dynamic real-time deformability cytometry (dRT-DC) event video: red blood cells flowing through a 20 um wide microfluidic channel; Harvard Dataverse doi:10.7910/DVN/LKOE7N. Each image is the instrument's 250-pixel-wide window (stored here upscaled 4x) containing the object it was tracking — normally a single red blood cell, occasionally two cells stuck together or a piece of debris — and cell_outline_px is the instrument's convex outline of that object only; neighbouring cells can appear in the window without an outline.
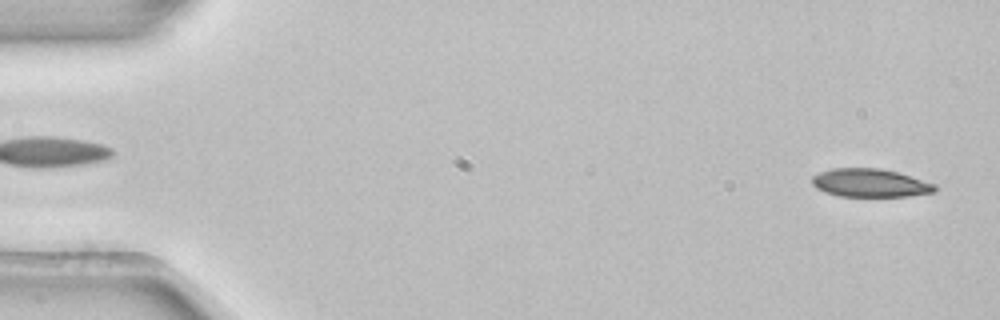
{"species": "common noctule bat (a hibernating species)", "species_latin": "Nyctalus noctula", "temperature_condition": "room temperature", "stored_images_in_passage": 53, "camera_frame_rate_fps": 3000, "um_per_image_px": 0.085, "animal": {"sex": "female", "body_mass_g": 22.7, "forearm_length_mm": 54.2}, "frame": {"image": 1, "passage_image": 2, "time_ms": 0.333, "image_size_px": [1000, 320], "cell_outline_px": [[936, 192], [908, 196], [840, 196], [824, 192], [816, 188], [812, 184], [812, 176], [820, 172], [832, 168], [880, 168], [896, 172], [936, 184]], "centroid_in_image_um": [73.94, 15.55], "position_along_channel_um": 11.1, "area_um2": 20.17}}
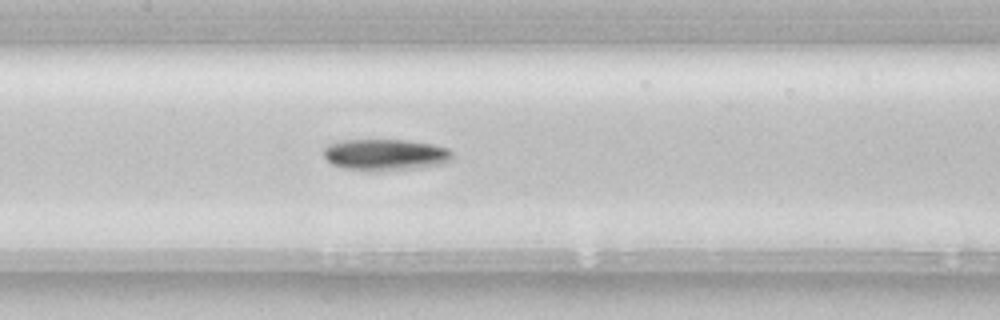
{"frame": {"image": 2, "passage_image": 25, "time_ms": 8.0, "image_size_px": [1000, 320], "cell_outline_px": [[452, 160], [440, 164], [416, 168], [344, 168], [332, 164], [324, 156], [324, 148], [328, 144], [340, 140], [408, 140], [432, 144], [448, 148], [452, 152]], "centroid_in_image_um": [32.77, 13.1], "position_along_channel_um": 174.6, "area_um2": 22.72}}
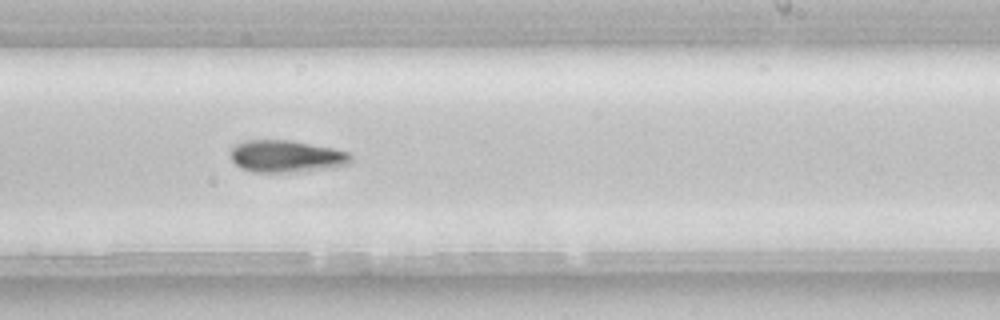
{"frame": {"image": 3, "passage_image": 32, "time_ms": 10.333, "image_size_px": [1000, 320], "cell_outline_px": [[352, 164], [332, 168], [296, 172], [252, 172], [240, 168], [228, 156], [228, 152], [236, 144], [248, 140], [292, 140], [332, 148], [348, 152], [352, 156]], "centroid_in_image_um": [24.34, 13.29], "position_along_channel_um": 264.7, "area_um2": 22.89}, "authors_computed_cell_mechanics": {"area_um2": 21.5016, "velocity_mm_per_s": 3.8788, "shape_relaxation_time_tau1_ms": 5.3615, "shape_relaxation_time_tau2_ms": null, "deformation_change_tau1": 0.1403, "deformation_change_tau2": null}}